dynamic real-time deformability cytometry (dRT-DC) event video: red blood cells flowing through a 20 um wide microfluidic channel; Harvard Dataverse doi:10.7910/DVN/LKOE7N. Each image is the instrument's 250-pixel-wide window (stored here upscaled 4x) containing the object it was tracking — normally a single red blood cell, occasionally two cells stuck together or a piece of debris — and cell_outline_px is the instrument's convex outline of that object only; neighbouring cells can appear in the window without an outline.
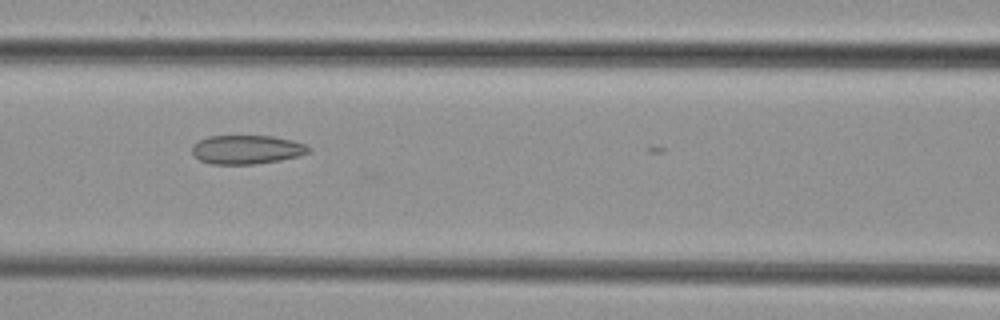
{"species": "common noctule bat (a hibernating species)", "species_latin": "Nyctalus noctula", "temperature_condition": "cold", "stored_images_in_passage": 6, "camera_frame_rate_fps": 3000, "um_per_image_px": 0.085, "animal": {"sex": "female", "body_mass_g": 29.2, "forearm_length_mm": 56.3}, "frame": {"image": 1, "passage_image": 5, "time_ms": 4.667, "image_size_px": [1000, 320], "cell_outline_px": [[312, 148], [308, 152], [300, 156], [280, 160], [256, 164], [208, 164], [200, 160], [192, 152], [192, 148], [200, 140], [208, 136], [272, 136], [292, 140], [308, 144]], "centroid_in_image_um": [21.03, 12.72], "position_along_channel_um": 145.6, "area_um2": 19.65}}